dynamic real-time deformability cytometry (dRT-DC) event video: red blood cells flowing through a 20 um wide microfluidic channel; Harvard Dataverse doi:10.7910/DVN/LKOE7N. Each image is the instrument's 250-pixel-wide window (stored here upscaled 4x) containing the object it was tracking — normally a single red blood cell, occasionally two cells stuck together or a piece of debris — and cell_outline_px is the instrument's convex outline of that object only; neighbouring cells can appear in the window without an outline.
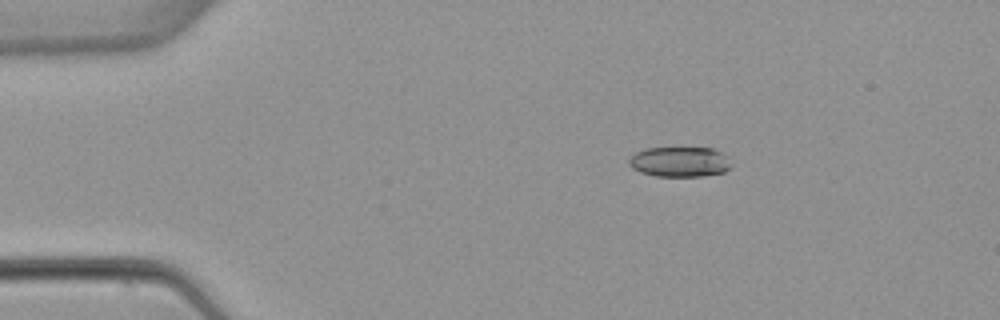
{"species": "common noctule bat (a hibernating species)", "species_latin": "Nyctalus noctula", "temperature_condition": "warm", "stored_images_in_passage": 5, "camera_frame_rate_fps": 3000, "um_per_image_px": 0.085, "animal": {"sex": "female", "body_mass_g": 22.7, "forearm_length_mm": 54.2}, "frame": {"image": 1, "passage_image": 3, "time_ms": 2.667, "image_size_px": [1000, 320], "cell_outline_px": [[732, 168], [724, 172], [704, 176], [656, 176], [640, 172], [632, 168], [628, 164], [628, 160], [636, 152], [644, 148], [712, 148], [728, 156], [732, 164]], "centroid_in_image_um": [57.8, 13.76], "position_along_channel_um": 27.2, "area_um2": 18.15}}
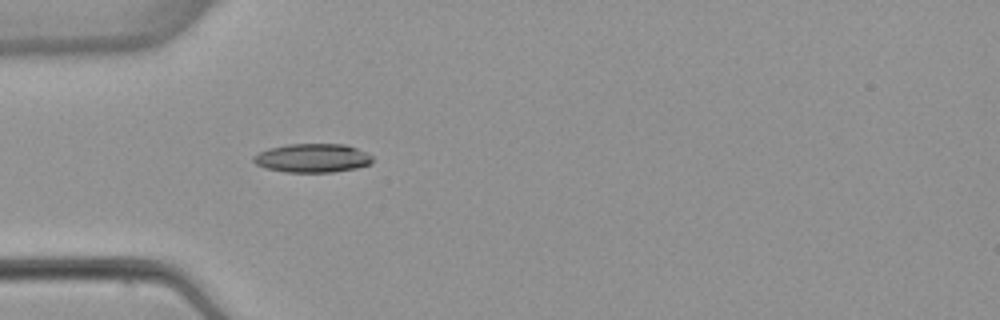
{"frame": {"image": 2, "passage_image": 5, "time_ms": 5.0, "image_size_px": [1000, 320], "cell_outline_px": [[372, 164], [356, 168], [332, 172], [284, 172], [264, 168], [256, 164], [252, 160], [252, 156], [268, 148], [288, 144], [344, 144], [356, 148], [372, 156]], "centroid_in_image_um": [26.53, 13.44], "position_along_channel_um": 58.5, "area_um2": 20.0}}